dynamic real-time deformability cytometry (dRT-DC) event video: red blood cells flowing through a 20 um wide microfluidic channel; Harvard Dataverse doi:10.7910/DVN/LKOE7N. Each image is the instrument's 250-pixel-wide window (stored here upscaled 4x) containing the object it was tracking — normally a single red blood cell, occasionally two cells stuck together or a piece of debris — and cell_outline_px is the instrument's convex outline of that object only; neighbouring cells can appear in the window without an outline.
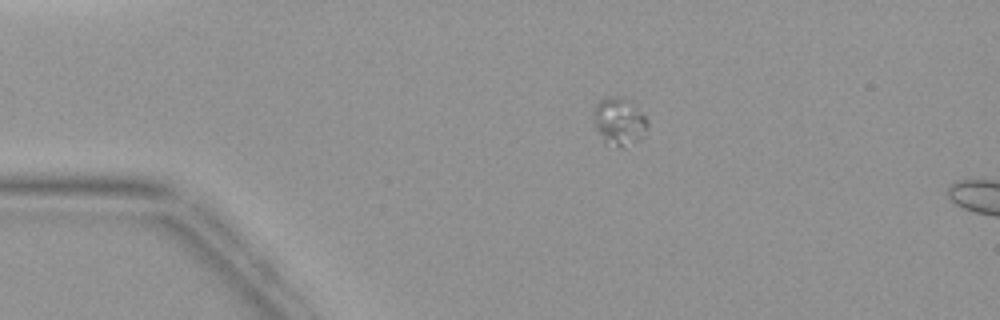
{"species": "common noctule bat (a hibernating species)", "species_latin": "Nyctalus noctula", "temperature_condition": "warm", "stored_images_in_passage": 3, "camera_frame_rate_fps": 3000, "um_per_image_px": 0.085, "animal": {"sex": "female", "body_mass_g": 19.9}, "frame": {"image": 1, "passage_image": 2, "time_ms": 1.0, "image_size_px": [1000, 320], "cell_outline_px": [[648, 124], [644, 136], [624, 148], [604, 144], [596, 128], [592, 112], [596, 104], [604, 96], [616, 96], [628, 100], [648, 120]], "centroid_in_image_um": [52.6, 10.34], "position_along_channel_um": 32.4, "area_um2": 15.09}}